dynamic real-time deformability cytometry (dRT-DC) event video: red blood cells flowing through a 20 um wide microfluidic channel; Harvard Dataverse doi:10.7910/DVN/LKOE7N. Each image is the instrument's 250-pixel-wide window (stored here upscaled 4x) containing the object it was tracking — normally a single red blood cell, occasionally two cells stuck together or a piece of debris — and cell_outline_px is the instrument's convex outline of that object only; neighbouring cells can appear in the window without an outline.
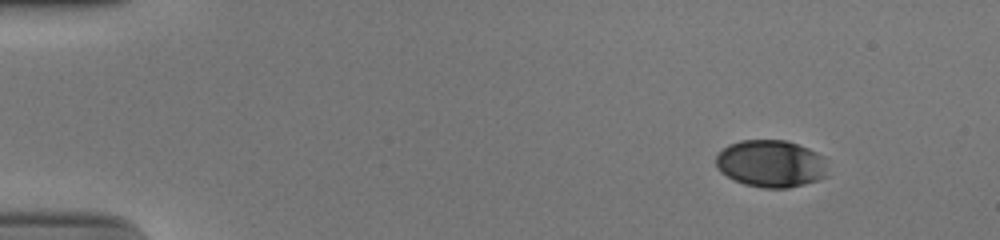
{"species": "human", "species_latin": "Homo sapiens", "temperature_condition": "cold", "stored_images_in_passage": 48, "camera_frame_rate_fps": 3000, "um_per_image_px": 0.085, "donor": {"sex": "male"}, "frame": {"image": 1, "passage_image": 1, "time_ms": 0.0, "image_size_px": [1000, 240], "cell_outline_px": [[828, 176], [820, 180], [788, 188], [764, 188], [744, 184], [732, 180], [720, 172], [716, 168], [716, 156], [728, 144], [740, 140], [788, 140], [808, 148], [824, 156]], "centroid_in_image_um": [65.53, 13.91], "position_along_channel_um": 19.5, "area_um2": 31.21}}
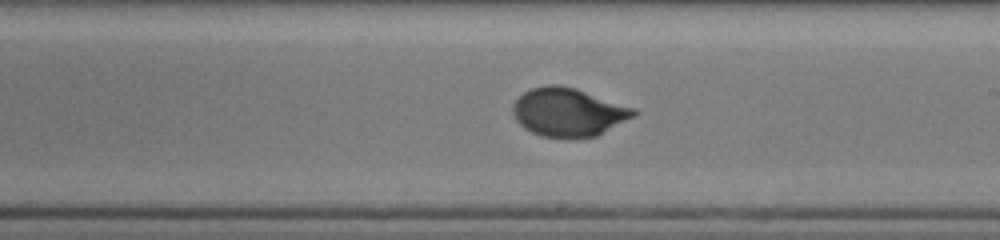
{"frame": {"image": 2, "passage_image": 27, "time_ms": 8.667, "image_size_px": [1000, 240], "cell_outline_px": [[640, 112], [636, 116], [596, 136], [568, 140], [540, 136], [524, 128], [516, 120], [512, 112], [512, 108], [516, 100], [524, 92], [532, 88], [548, 84], [556, 84], [576, 88], [636, 108]], "centroid_in_image_um": [48.34, 9.56], "position_along_channel_um": 240.7, "area_um2": 34.68}}
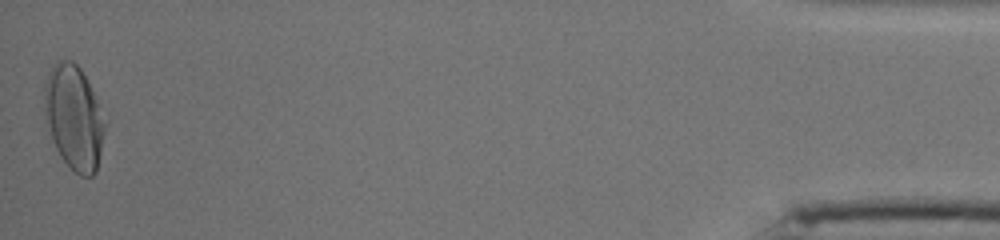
{"frame": {"image": 3, "passage_image": 48, "time_ms": 15.667, "image_size_px": [1000, 240], "cell_outline_px": [[104, 132], [96, 172], [92, 176], [80, 176], [60, 156], [56, 148], [48, 124], [44, 108], [44, 84], [48, 72], [52, 64], [56, 60], [72, 60], [80, 68], [92, 92], [104, 124]], "centroid_in_image_um": [6.24, 9.96], "position_along_channel_um": 429.0, "area_um2": 35.72}, "authors_computed_cell_mechanics": {"area_um2": 32.8593, "velocity_mm_per_s": 3.9097, "shape_relaxation_time_tau1_ms": 3.401, "shape_relaxation_time_tau2_ms": null, "deformation_change_tau1": 0.1606, "deformation_change_tau2": null}}